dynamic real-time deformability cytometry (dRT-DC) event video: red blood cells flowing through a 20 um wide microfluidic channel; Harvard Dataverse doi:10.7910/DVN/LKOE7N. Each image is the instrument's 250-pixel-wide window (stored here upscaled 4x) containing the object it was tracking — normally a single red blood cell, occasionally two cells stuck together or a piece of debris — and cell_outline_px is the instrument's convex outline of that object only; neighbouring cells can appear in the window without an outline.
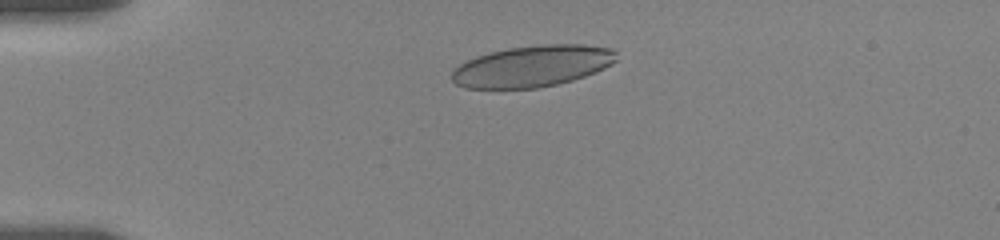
{"species": "human", "species_latin": "Homo sapiens", "temperature_condition": "room temperature", "stored_images_in_passage": 44, "camera_frame_rate_fps": 3000, "um_per_image_px": 0.085, "donor": {"sex": "female"}, "frame": {"image": 1, "passage_image": 4, "time_ms": 2.333, "image_size_px": [1000, 240], "cell_outline_px": [[616, 60], [612, 64], [604, 68], [584, 76], [572, 80], [556, 84], [536, 88], [464, 88], [456, 84], [452, 80], [452, 68], [476, 56], [508, 48], [540, 44], [584, 44], [612, 48], [616, 52]], "centroid_in_image_um": [45.25, 5.61], "position_along_channel_um": 39.8, "area_um2": 39.65}}
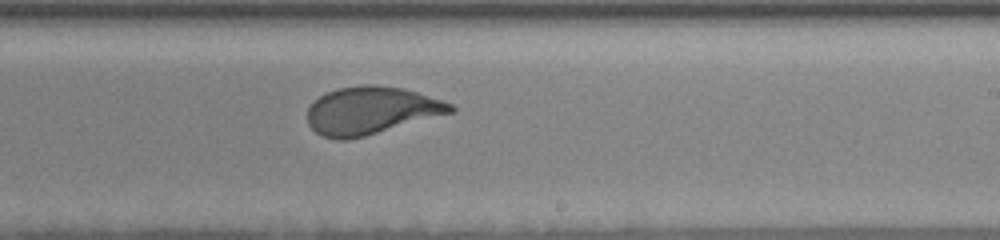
{"frame": {"image": 2, "passage_image": 24, "time_ms": 9.667, "image_size_px": [1000, 240], "cell_outline_px": [[456, 108], [452, 112], [364, 136], [348, 140], [336, 140], [324, 136], [316, 132], [308, 124], [308, 108], [320, 96], [336, 88], [364, 84], [376, 84], [404, 88], [452, 104]], "centroid_in_image_um": [31.51, 9.38], "position_along_channel_um": 257.5, "area_um2": 39.3}}
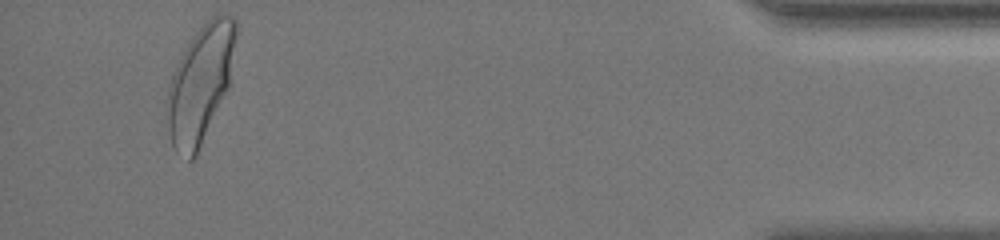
{"frame": {"image": 3, "passage_image": 43, "time_ms": 16.0, "image_size_px": [1000, 240], "cell_outline_px": [[236, 36], [228, 88], [196, 156], [192, 160], [188, 160], [176, 152], [172, 144], [168, 132], [168, 88], [172, 72], [180, 56], [196, 32], [216, 12], [220, 12], [232, 16], [236, 20]], "centroid_in_image_um": [17.03, 7.11], "position_along_channel_um": 418.2, "area_um2": 46.41}, "authors_computed_cell_mechanics": {"area_um2": 40.2288, "velocity_mm_per_s": 3.4883, "shape_relaxation_time_tau1_ms": 3.9108, "shape_relaxation_time_tau2_ms": null, "deformation_change_tau1": 0.1582, "deformation_change_tau2": null}}